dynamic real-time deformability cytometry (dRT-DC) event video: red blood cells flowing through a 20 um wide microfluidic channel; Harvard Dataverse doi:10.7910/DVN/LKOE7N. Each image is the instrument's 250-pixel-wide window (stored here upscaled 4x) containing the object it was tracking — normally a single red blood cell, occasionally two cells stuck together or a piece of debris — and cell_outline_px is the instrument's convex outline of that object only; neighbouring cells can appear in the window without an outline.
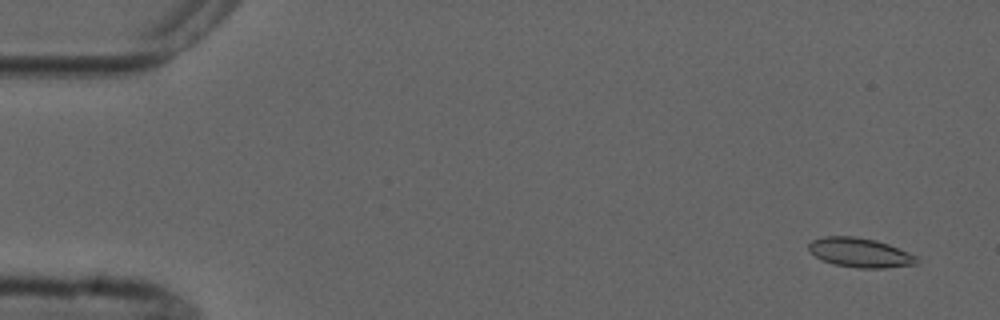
{"species": "common noctule bat (a hibernating species)", "species_latin": "Nyctalus noctula", "temperature_condition": "cold", "stored_images_in_passage": 6, "segment_of_instrument_passage": [2, 2], "camera_frame_rate_fps": 3000, "um_per_image_px": 0.085, "animal": {"sex": "male", "forearm_length_mm": 52.5}, "frame": {"image": 1, "passage_image": 6, "time_ms": 6.667, "image_size_px": [1000, 320], "cell_outline_px": [[920, 264], [884, 268], [856, 268], [832, 264], [816, 256], [808, 248], [808, 244], [812, 240], [824, 236], [852, 236], [876, 240], [888, 244], [908, 252], [916, 256], [920, 260]], "centroid_in_image_um": [73.13, 21.48], "position_along_channel_um": 11.9, "area_um2": 18.55}}